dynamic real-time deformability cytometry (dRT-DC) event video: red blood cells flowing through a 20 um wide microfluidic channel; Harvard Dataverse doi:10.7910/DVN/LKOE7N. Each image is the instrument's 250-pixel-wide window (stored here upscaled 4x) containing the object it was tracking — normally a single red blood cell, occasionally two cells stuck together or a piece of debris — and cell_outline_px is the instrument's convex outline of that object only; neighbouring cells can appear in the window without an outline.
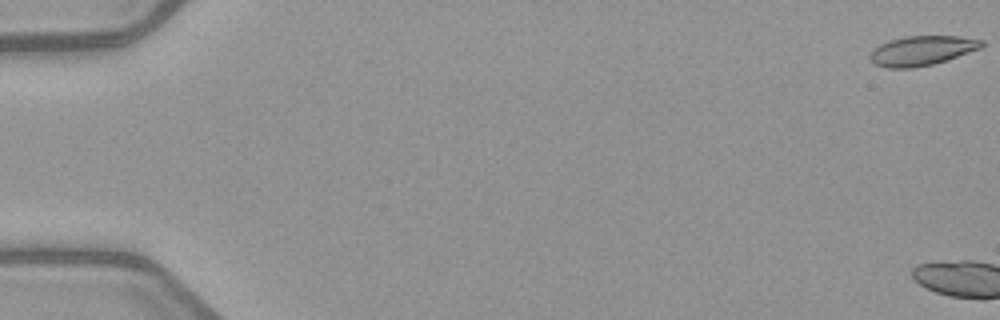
{"species": "common noctule bat (a hibernating species)", "species_latin": "Nyctalus noctula", "temperature_condition": "warm", "stored_images_in_passage": 3, "camera_frame_rate_fps": 3000, "um_per_image_px": 0.085, "animal": {"sex": "female", "body_mass_g": 21.9}, "frame": {"image": 1, "passage_image": 1, "time_ms": 0.0, "image_size_px": [1000, 320], "cell_outline_px": [[984, 44], [980, 48], [932, 64], [912, 68], [884, 68], [876, 64], [868, 56], [880, 44], [888, 40], [904, 36], [960, 36], [984, 40]], "centroid_in_image_um": [78.34, 4.29], "position_along_channel_um": 6.7, "area_um2": 19.02}}